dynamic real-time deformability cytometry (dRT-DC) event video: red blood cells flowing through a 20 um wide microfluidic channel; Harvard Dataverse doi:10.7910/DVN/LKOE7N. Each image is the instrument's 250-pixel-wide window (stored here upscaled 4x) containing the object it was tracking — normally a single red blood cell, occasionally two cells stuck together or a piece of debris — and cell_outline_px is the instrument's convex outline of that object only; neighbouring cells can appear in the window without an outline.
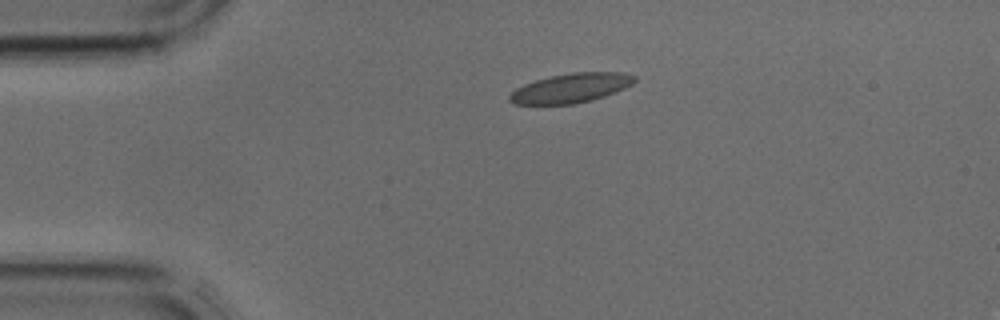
{"species": "common noctule bat (a hibernating species)", "species_latin": "Nyctalus noctula", "temperature_condition": "cold", "stored_images_in_passage": 34, "camera_frame_rate_fps": 3000, "um_per_image_px": 0.085, "animal": {"sex": "male", "body_mass_g": 17.9, "forearm_length_mm": 54.2}, "frame": {"image": 1, "passage_image": 1, "time_ms": 0.0, "image_size_px": [1000, 320], "cell_outline_px": [[636, 80], [632, 84], [616, 92], [592, 100], [572, 104], [516, 104], [508, 100], [508, 96], [516, 88], [524, 84], [536, 80], [552, 76], [572, 72], [620, 72], [636, 76]], "centroid_in_image_um": [48.53, 7.48], "position_along_channel_um": 36.5, "area_um2": 21.27}}
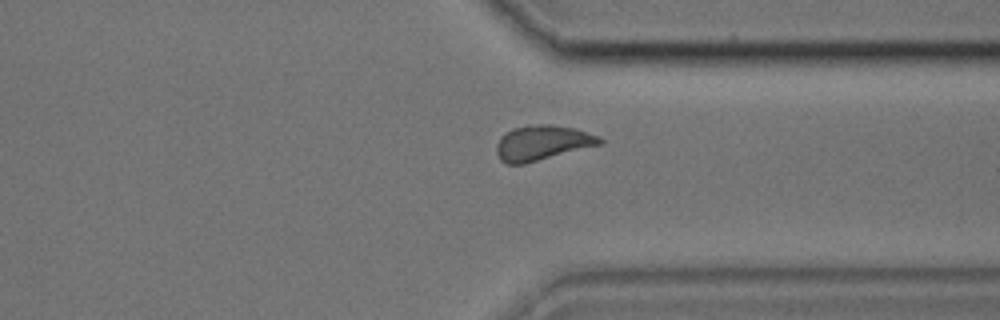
{"frame": {"image": 2, "passage_image": 24, "time_ms": 7.667, "image_size_px": [1000, 320], "cell_outline_px": [[604, 144], [524, 164], [504, 164], [500, 160], [496, 152], [496, 144], [500, 136], [512, 128], [536, 124], [548, 124], [576, 128], [600, 136], [604, 140]], "centroid_in_image_um": [46.11, 12.14], "position_along_channel_um": 365.3, "area_um2": 21.44}}
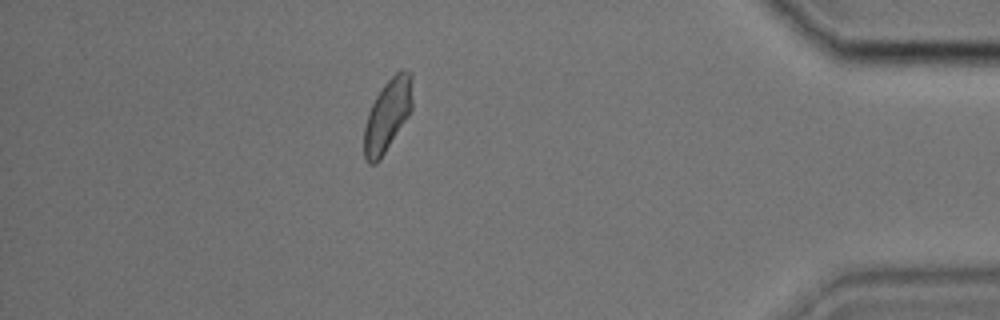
{"frame": {"image": 3, "passage_image": 29, "time_ms": 9.333, "image_size_px": [1000, 320], "cell_outline_px": [[412, 108], [408, 116], [380, 160], [376, 164], [368, 164], [364, 160], [364, 128], [368, 112], [376, 96], [384, 84], [400, 68], [404, 68], [412, 72]], "centroid_in_image_um": [32.94, 9.78], "position_along_channel_um": 402.3, "area_um2": 20.52}}